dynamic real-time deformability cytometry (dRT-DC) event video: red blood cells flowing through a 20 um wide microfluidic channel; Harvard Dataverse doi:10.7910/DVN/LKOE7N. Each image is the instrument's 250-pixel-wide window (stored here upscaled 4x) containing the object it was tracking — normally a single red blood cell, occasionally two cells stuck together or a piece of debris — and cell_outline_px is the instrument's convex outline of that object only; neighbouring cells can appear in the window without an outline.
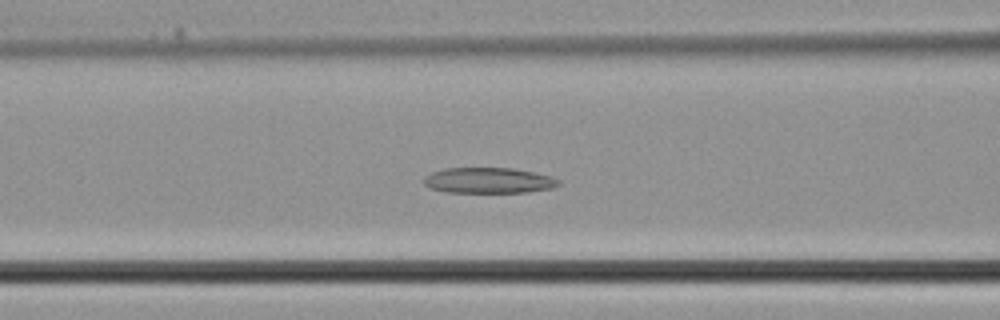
{"species": "common noctule bat (a hibernating species)", "species_latin": "Nyctalus noctula", "temperature_condition": "cold", "stored_images_in_passage": 37, "camera_frame_rate_fps": 3000, "um_per_image_px": 0.085, "animal": {"sex": "male", "body_mass_g": 21.5, "forearm_length_mm": 52.0}, "frame": {"image": 1, "passage_image": 15, "time_ms": 4.667, "image_size_px": [1000, 320], "cell_outline_px": [[560, 184], [552, 188], [528, 192], [444, 192], [428, 188], [424, 184], [424, 176], [432, 172], [444, 168], [512, 168], [552, 176], [560, 180]], "centroid_in_image_um": [41.51, 15.34], "position_along_channel_um": 125.1, "area_um2": 20.23}}
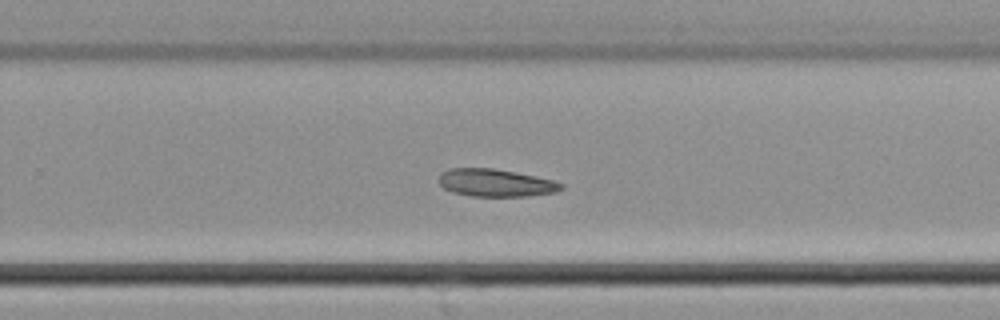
{"frame": {"image": 2, "passage_image": 24, "time_ms": 7.667, "image_size_px": [1000, 320], "cell_outline_px": [[564, 188], [556, 192], [528, 196], [472, 196], [452, 192], [444, 188], [440, 184], [440, 172], [448, 168], [492, 168], [516, 172], [552, 180], [564, 184]], "centroid_in_image_um": [42.13, 15.54], "position_along_channel_um": 287.7, "area_um2": 19.65}}
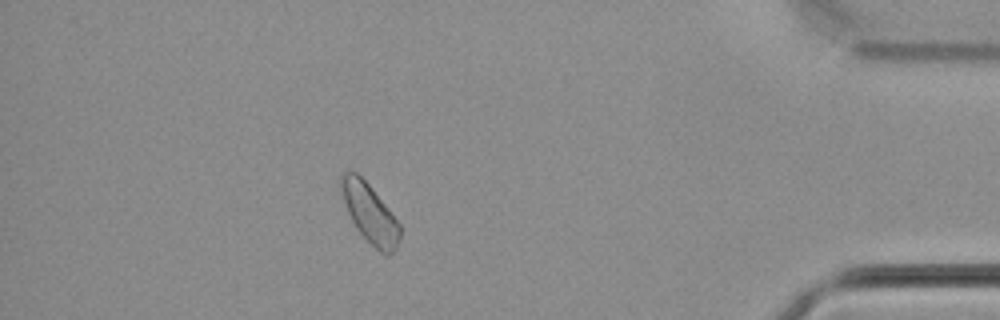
{"frame": {"image": 3, "passage_image": 33, "time_ms": 10.667, "image_size_px": [1000, 320], "cell_outline_px": [[400, 240], [396, 248], [388, 256], [384, 256], [356, 228], [348, 212], [340, 188], [340, 172], [356, 172], [368, 184], [400, 224]], "centroid_in_image_um": [31.43, 18.14], "position_along_channel_um": 403.8, "area_um2": 19.77}}